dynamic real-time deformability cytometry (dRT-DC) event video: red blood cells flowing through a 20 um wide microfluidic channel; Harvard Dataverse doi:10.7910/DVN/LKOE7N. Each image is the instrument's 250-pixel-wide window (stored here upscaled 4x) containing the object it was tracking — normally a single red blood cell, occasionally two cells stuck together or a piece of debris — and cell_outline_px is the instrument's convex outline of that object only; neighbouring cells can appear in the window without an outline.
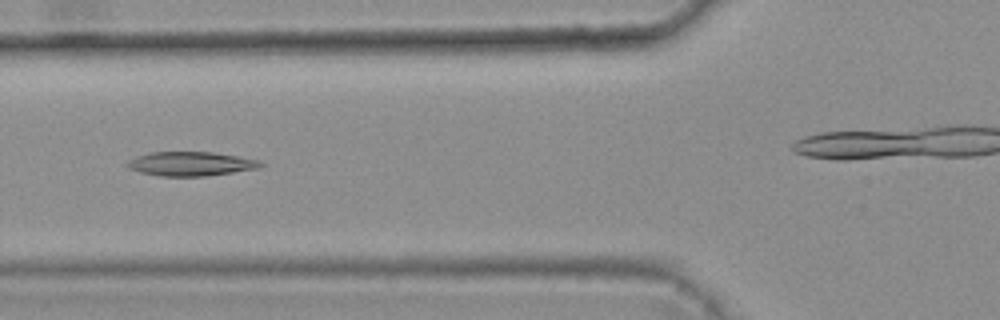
{"species": "common noctule bat (a hibernating species)", "species_latin": "Nyctalus noctula", "temperature_condition": "warm", "stored_images_in_passage": 9, "camera_frame_rate_fps": 3000, "um_per_image_px": 0.085, "animal": {"sex": "female", "body_mass_g": 25.1}, "frame": {"image": 1, "passage_image": 6, "time_ms": 1.667, "image_size_px": [1000, 320], "cell_outline_px": [[264, 164], [260, 168], [208, 176], [160, 176], [140, 172], [124, 164], [136, 156], [152, 152], [212, 152], [260, 160]], "centroid_in_image_um": [16.25, 13.92], "position_along_channel_um": 109.5, "area_um2": 18.67}}